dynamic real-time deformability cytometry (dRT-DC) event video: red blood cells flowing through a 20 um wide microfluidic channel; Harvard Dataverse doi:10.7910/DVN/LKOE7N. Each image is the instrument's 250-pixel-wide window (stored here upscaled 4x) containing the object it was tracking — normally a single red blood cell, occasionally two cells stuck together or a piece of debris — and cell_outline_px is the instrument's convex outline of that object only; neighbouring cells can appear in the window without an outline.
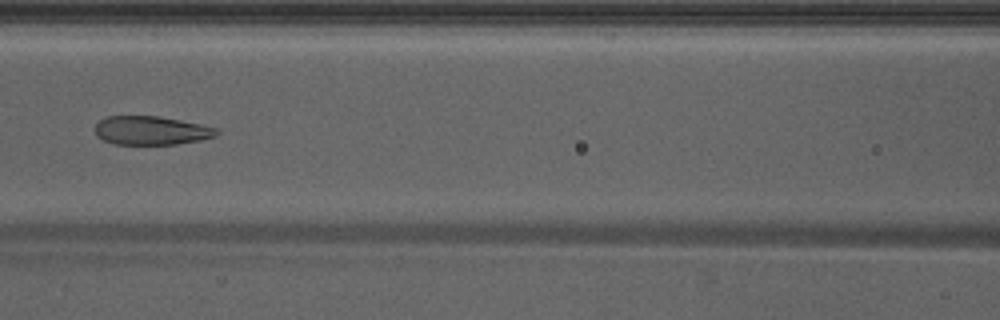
{"species": "Egyptian fruit bat (a non-hibernating species)", "species_latin": "Rousettus aegyptiacus", "temperature_condition": "warm", "stored_images_in_passage": 47, "camera_frame_rate_fps": 3000, "um_per_image_px": 0.085, "animal": {"sex": "male"}, "frame": {"image": 1, "passage_image": 21, "time_ms": 6.667, "image_size_px": [1000, 320], "cell_outline_px": [[220, 132], [216, 136], [200, 140], [176, 144], [112, 144], [96, 136], [92, 128], [100, 120], [108, 116], [160, 116], [220, 128]], "centroid_in_image_um": [12.84, 11.09], "position_along_channel_um": 153.8, "area_um2": 20.58}, "authors_computed_cell_mechanics": {"area_um2": 24.3338, "velocity_mm_per_s": 4.2774, "shape_relaxation_time_tau1_ms": 7.1899, "shape_relaxation_time_tau2_ms": 0.9601, "deformation_change_tau1": 0.23, "deformation_change_tau2": 0.0747}}